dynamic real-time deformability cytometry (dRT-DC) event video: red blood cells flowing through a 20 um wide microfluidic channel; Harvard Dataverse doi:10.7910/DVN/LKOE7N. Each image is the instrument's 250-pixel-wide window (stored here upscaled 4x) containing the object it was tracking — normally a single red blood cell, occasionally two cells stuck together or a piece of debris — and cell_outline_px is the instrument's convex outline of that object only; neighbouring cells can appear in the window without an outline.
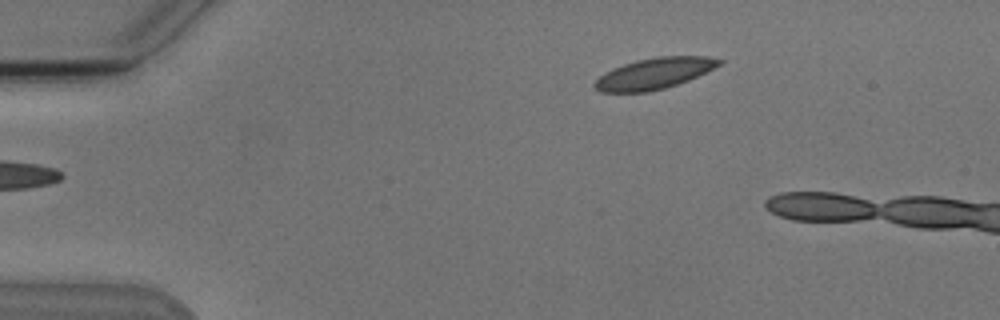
{"species": "Egyptian fruit bat (a non-hibernating species)", "species_latin": "Rousettus aegyptiacus", "temperature_condition": "cold", "stored_images_in_passage": 2, "camera_frame_rate_fps": 3000, "um_per_image_px": 0.085, "animal": {"sex": "male"}, "frame": {"image": 1, "passage_image": 2, "time_ms": 1.333, "image_size_px": [1000, 320], "cell_outline_px": [[724, 60], [720, 64], [688, 80], [664, 88], [648, 92], [600, 92], [592, 84], [604, 72], [624, 64], [636, 60], [656, 56], [708, 56]], "centroid_in_image_um": [55.58, 6.24], "position_along_channel_um": 29.4, "area_um2": 22.31}}